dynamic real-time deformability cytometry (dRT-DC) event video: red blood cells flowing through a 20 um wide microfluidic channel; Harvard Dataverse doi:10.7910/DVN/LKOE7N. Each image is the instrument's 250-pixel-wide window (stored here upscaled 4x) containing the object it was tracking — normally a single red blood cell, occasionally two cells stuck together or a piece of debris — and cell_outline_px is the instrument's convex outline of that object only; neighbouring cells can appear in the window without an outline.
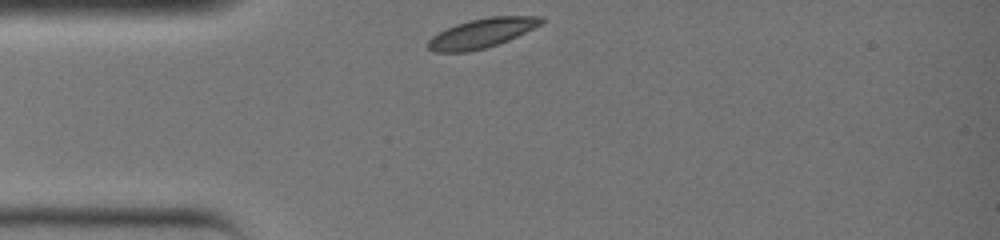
{"species": "common noctule bat (a hibernating species)", "species_latin": "Nyctalus noctula", "temperature_condition": "warm", "stored_images_in_passage": 23, "camera_frame_rate_fps": 3000, "um_per_image_px": 0.085, "animal": {"sex": "female", "body_mass_g": 19.0, "forearm_length_mm": 51.5}, "frame": {"image": 1, "passage_image": 1, "time_ms": 0.0, "image_size_px": [1000, 240], "cell_outline_px": [[544, 20], [540, 24], [508, 40], [484, 48], [468, 52], [432, 52], [428, 48], [428, 40], [432, 36], [456, 24], [472, 20], [492, 16], [544, 16]], "centroid_in_image_um": [40.92, 2.82], "position_along_channel_um": 44.1, "area_um2": 18.96}}
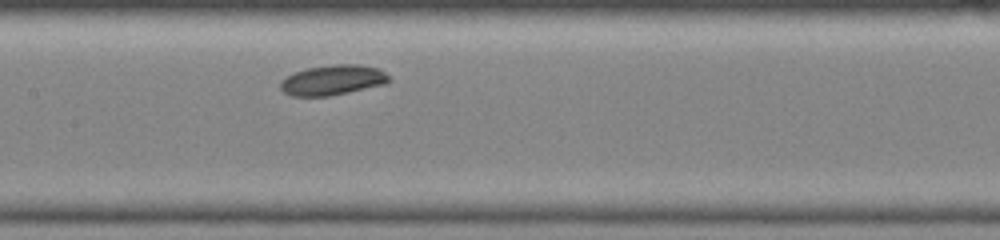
{"frame": {"image": 2, "passage_image": 10, "time_ms": 3.0, "image_size_px": [1000, 240], "cell_outline_px": [[392, 80], [388, 84], [328, 96], [292, 96], [284, 92], [280, 88], [280, 80], [296, 72], [308, 68], [336, 64], [360, 64], [380, 68]], "centroid_in_image_um": [28.33, 6.8], "position_along_channel_um": 179.1, "area_um2": 19.13}}
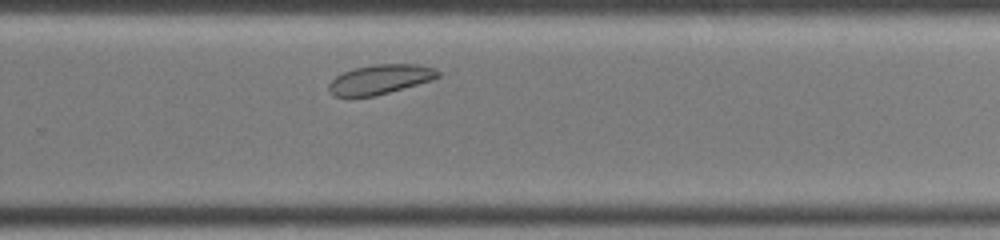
{"frame": {"image": 3, "passage_image": 17, "time_ms": 5.333, "image_size_px": [1000, 240], "cell_outline_px": [[440, 76], [432, 80], [376, 96], [336, 96], [328, 88], [328, 84], [336, 76], [344, 72], [356, 68], [372, 64], [416, 64], [436, 68], [440, 72]], "centroid_in_image_um": [32.36, 6.73], "position_along_channel_um": 297.4, "area_um2": 18.67}}